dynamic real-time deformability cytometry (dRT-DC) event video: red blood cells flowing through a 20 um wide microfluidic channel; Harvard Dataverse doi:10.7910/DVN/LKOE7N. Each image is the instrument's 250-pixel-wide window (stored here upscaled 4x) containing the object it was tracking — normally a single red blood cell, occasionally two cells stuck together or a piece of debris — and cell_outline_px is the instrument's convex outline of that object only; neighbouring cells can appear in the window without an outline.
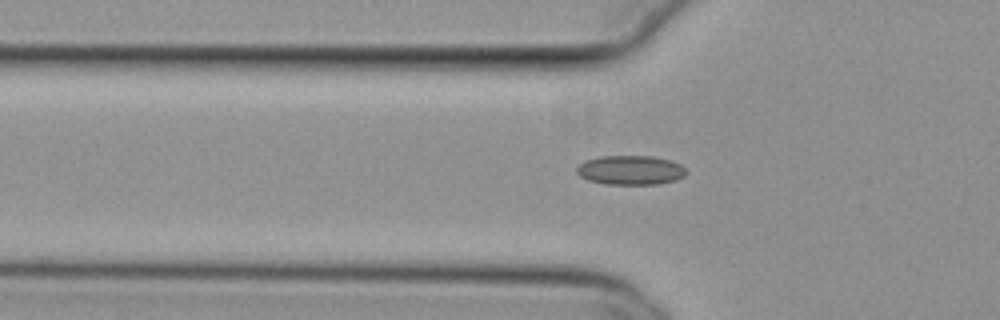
{"species": "common noctule bat (a hibernating species)", "species_latin": "Nyctalus noctula", "temperature_condition": "cold", "stored_images_in_passage": 41, "camera_frame_rate_fps": 3000, "um_per_image_px": 0.085, "animal": {"sex": "female", "body_mass_g": 29.2, "forearm_length_mm": 56.3}, "frame": {"image": 1, "passage_image": 8, "time_ms": 2.333, "image_size_px": [1000, 320], "cell_outline_px": [[688, 172], [684, 176], [676, 180], [656, 184], [604, 184], [588, 180], [580, 176], [576, 172], [576, 168], [584, 160], [600, 156], [652, 156], [668, 160], [680, 164]], "centroid_in_image_um": [53.57, 14.46], "position_along_channel_um": 72.2, "area_um2": 18.73}}
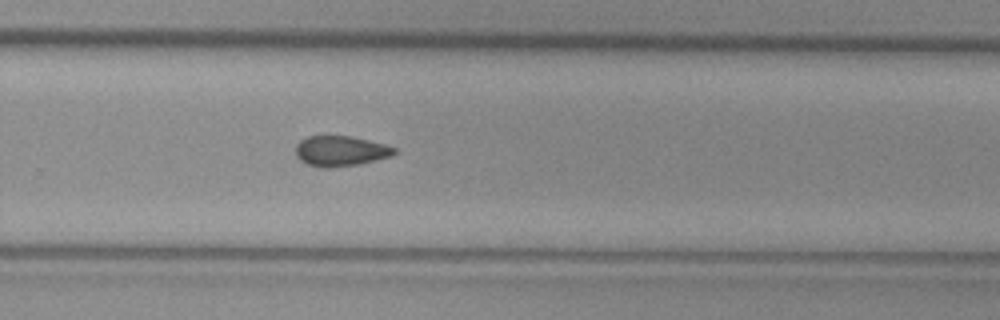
{"frame": {"image": 2, "passage_image": 26, "time_ms": 8.333, "image_size_px": [1000, 320], "cell_outline_px": [[396, 152], [392, 156], [360, 164], [332, 168], [320, 168], [308, 164], [300, 160], [296, 156], [296, 144], [300, 140], [308, 136], [352, 136], [384, 144], [396, 148]], "centroid_in_image_um": [28.94, 12.84], "position_along_channel_um": 300.9, "area_um2": 17.57}}
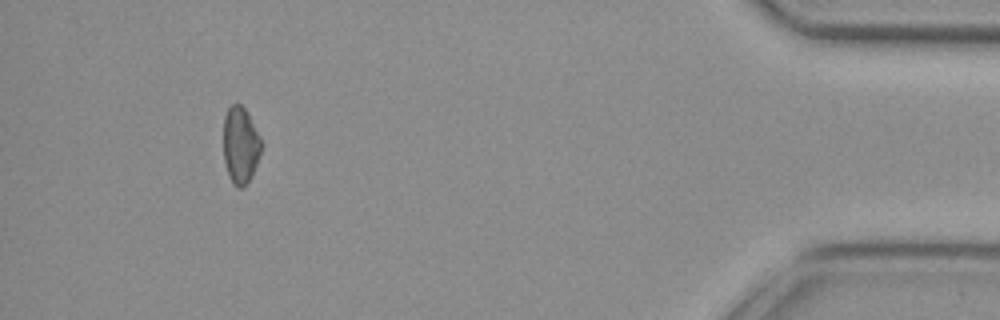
{"frame": {"image": 3, "passage_image": 40, "time_ms": 13.0, "image_size_px": [1000, 320], "cell_outline_px": [[260, 152], [252, 176], [244, 188], [236, 188], [232, 184], [228, 176], [224, 160], [224, 116], [228, 108], [232, 104], [240, 104], [244, 108], [260, 136]], "centroid_in_image_um": [20.41, 12.39], "position_along_channel_um": 414.8, "area_um2": 16.82}}